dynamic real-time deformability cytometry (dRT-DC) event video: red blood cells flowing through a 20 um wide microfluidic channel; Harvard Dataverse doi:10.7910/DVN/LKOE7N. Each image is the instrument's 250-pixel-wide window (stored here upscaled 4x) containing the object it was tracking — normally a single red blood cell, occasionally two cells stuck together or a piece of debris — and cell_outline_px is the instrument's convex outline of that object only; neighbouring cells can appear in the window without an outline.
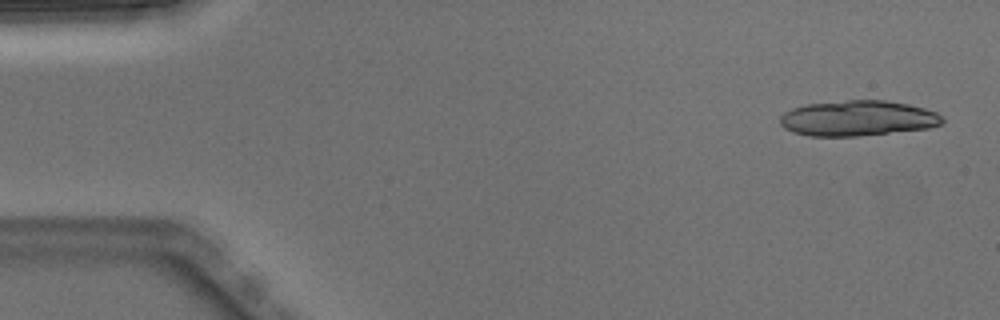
{"species": "Egyptian fruit bat (a non-hibernating species)", "species_latin": "Rousettus aegyptiacus", "temperature_condition": "warm", "stored_images_in_passage": 5, "camera_frame_rate_fps": 3000, "um_per_image_px": 0.085, "animal": {"sex": "male"}, "frame": {"image": 1, "passage_image": 1, "time_ms": 0.0, "image_size_px": [1000, 320], "cell_outline_px": [[944, 120], [940, 124], [928, 128], [856, 136], [808, 136], [792, 132], [784, 128], [780, 124], [780, 116], [784, 112], [792, 108], [804, 104], [848, 100], [884, 100], [908, 104], [924, 108], [936, 112], [944, 116]], "centroid_in_image_um": [72.88, 10.05], "position_along_channel_um": 12.1, "area_um2": 33.58}}